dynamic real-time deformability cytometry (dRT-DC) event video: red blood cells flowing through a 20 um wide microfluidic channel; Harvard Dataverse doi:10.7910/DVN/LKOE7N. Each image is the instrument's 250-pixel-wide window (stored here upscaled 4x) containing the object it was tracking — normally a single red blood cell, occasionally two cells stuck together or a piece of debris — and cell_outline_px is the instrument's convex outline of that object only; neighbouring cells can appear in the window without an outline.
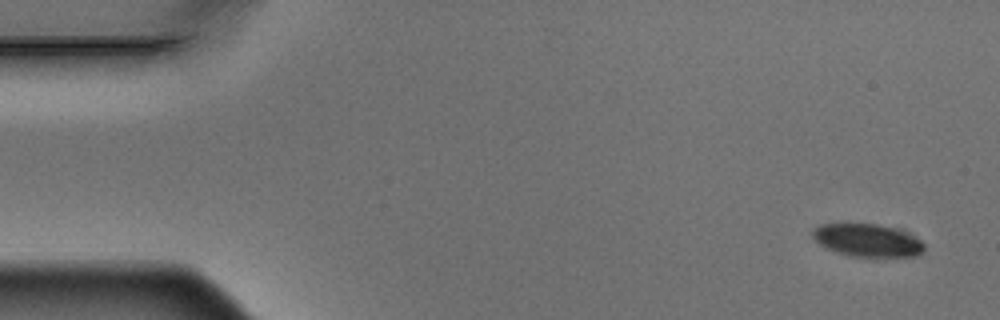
{"species": "Egyptian fruit bat (a non-hibernating species)", "species_latin": "Rousettus aegyptiacus", "temperature_condition": "warm", "stored_images_in_passage": 5, "camera_frame_rate_fps": 3000, "um_per_image_px": 0.085, "animal": {"sex": "male"}, "frame": {"image": 1, "passage_image": 1, "time_ms": 0.0, "image_size_px": [1000, 320], "cell_outline_px": [[924, 252], [920, 256], [880, 260], [872, 260], [848, 256], [824, 248], [812, 236], [812, 228], [820, 224], [876, 224], [892, 228], [920, 240], [924, 244]], "centroid_in_image_um": [73.74, 20.51], "position_along_channel_um": 11.3, "area_um2": 22.2}}
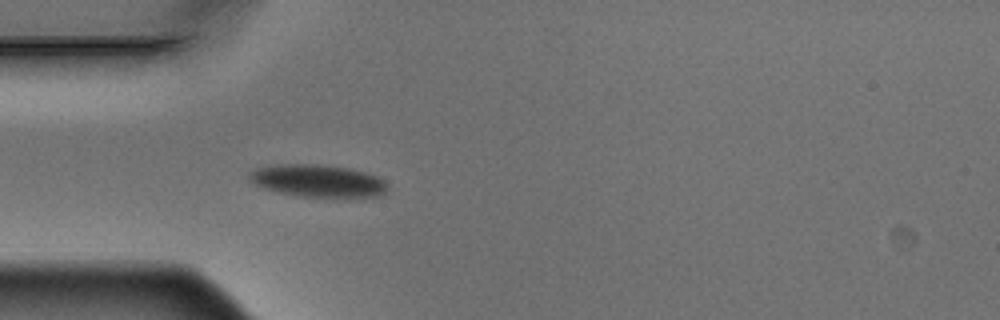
{"frame": {"image": 2, "passage_image": 5, "time_ms": 1.333, "image_size_px": [1000, 320], "cell_outline_px": [[388, 192], [380, 196], [300, 196], [280, 192], [264, 188], [248, 180], [248, 172], [256, 168], [280, 164], [316, 164], [348, 168], [364, 172], [376, 176], [384, 180], [388, 188]], "centroid_in_image_um": [27.0, 15.36], "position_along_channel_um": 58.0, "area_um2": 25.78}}